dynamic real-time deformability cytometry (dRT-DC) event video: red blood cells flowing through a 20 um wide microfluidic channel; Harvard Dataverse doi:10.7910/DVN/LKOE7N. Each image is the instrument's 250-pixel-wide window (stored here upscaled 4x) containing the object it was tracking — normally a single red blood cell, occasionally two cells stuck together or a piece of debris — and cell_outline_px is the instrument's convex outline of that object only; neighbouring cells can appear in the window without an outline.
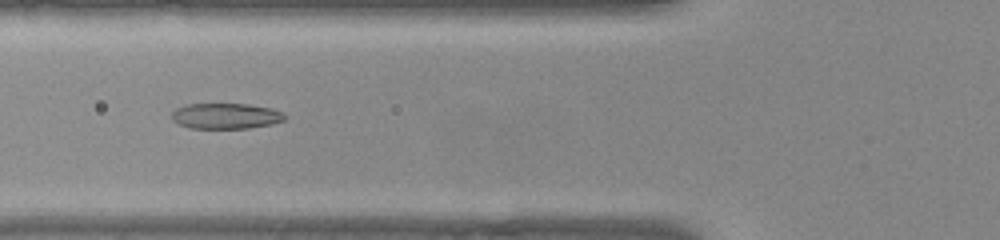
{"species": "common noctule bat (a hibernating species)", "species_latin": "Nyctalus noctula", "temperature_condition": "warm", "stored_images_in_passage": 43, "segment_of_instrument_passage": [1, 2], "camera_frame_rate_fps": 3000, "um_per_image_px": 0.085, "animal": {"sex": "female", "body_mass_g": 22.0, "forearm_length_mm": 56.7}, "frame": {"image": 1, "passage_image": 10, "time_ms": 3.0, "image_size_px": [1000, 240], "cell_outline_px": [[288, 116], [284, 120], [272, 124], [248, 128], [188, 128], [176, 124], [172, 120], [172, 112], [176, 108], [188, 104], [248, 104], [272, 108], [284, 112]], "centroid_in_image_um": [19.2, 9.86], "position_along_channel_um": 106.6, "area_um2": 17.11}}
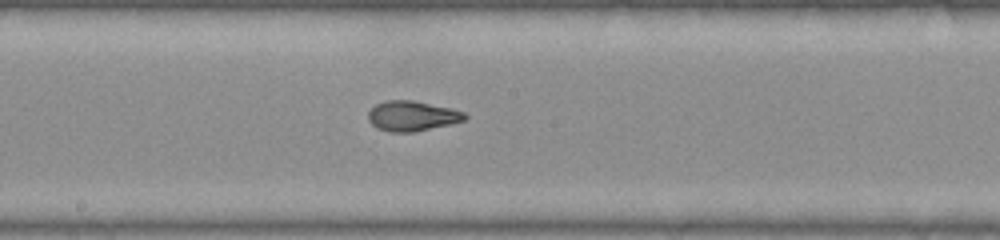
{"frame": {"image": 2, "passage_image": 18, "time_ms": 5.667, "image_size_px": [1000, 240], "cell_outline_px": [[468, 116], [464, 120], [452, 124], [412, 132], [388, 132], [376, 128], [368, 120], [368, 112], [376, 104], [384, 100], [412, 100], [452, 108], [464, 112]], "centroid_in_image_um": [35.02, 9.86], "position_along_channel_um": 213.2, "area_um2": 17.05}}
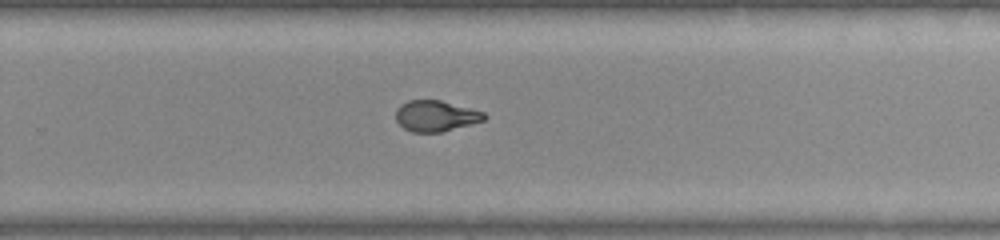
{"frame": {"image": 3, "passage_image": 24, "time_ms": 7.667, "image_size_px": [1000, 240], "cell_outline_px": [[488, 116], [484, 120], [440, 132], [412, 132], [404, 128], [396, 120], [396, 108], [400, 104], [408, 100], [440, 100], [484, 112]], "centroid_in_image_um": [37.01, 9.84], "position_along_channel_um": 292.8, "area_um2": 15.78}}